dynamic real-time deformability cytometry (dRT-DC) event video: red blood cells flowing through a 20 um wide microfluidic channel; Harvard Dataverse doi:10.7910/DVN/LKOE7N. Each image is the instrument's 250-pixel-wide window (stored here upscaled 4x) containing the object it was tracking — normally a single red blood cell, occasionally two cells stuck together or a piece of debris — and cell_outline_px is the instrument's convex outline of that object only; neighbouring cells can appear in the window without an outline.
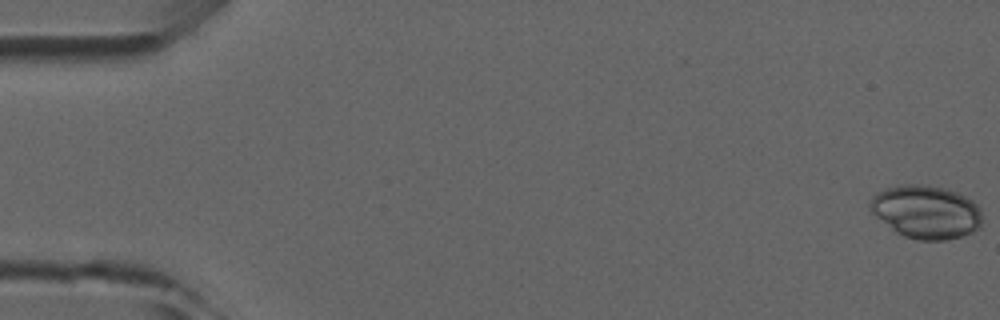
{"species": "common noctule bat (a hibernating species)", "species_latin": "Nyctalus noctula", "temperature_condition": "room temperature", "stored_images_in_passage": 4, "camera_frame_rate_fps": 3000, "um_per_image_px": 0.085, "animal": {"sex": "male", "forearm_length_mm": 52.5}, "frame": {"image": 1, "passage_image": 1, "time_ms": 0.0, "image_size_px": [1000, 320], "cell_outline_px": [[980, 228], [960, 236], [944, 240], [920, 240], [904, 236], [896, 232], [876, 216], [872, 212], [868, 204], [872, 196], [876, 192], [884, 188], [904, 184], [924, 184], [944, 188], [956, 192], [972, 200], [980, 208]], "centroid_in_image_um": [78.68, 17.99], "position_along_channel_um": 6.3, "area_um2": 34.62}}